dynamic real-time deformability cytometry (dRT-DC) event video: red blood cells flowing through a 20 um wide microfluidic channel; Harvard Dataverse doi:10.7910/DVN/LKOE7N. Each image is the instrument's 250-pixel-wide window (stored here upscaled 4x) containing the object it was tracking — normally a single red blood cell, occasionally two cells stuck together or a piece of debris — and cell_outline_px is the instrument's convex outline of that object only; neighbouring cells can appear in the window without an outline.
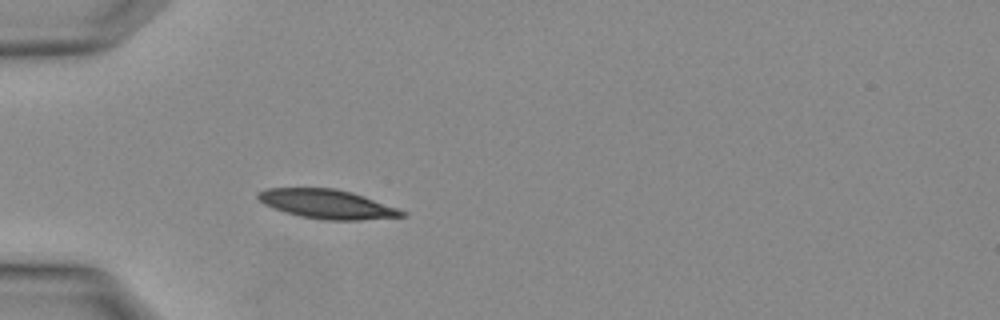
{"species": "Egyptian fruit bat (a non-hibernating species)", "species_latin": "Rousettus aegyptiacus", "temperature_condition": "warm", "stored_images_in_passage": 1, "camera_frame_rate_fps": 3000, "um_per_image_px": 0.085, "animal": {"sex": "female"}, "frame": {"image": 1, "passage_image": 1, "time_ms": 0.0, "image_size_px": [1000, 320], "cell_outline_px": [[408, 216], [360, 220], [324, 220], [300, 216], [284, 212], [272, 208], [264, 204], [256, 196], [256, 192], [264, 188], [336, 188], [352, 192], [408, 212]], "centroid_in_image_um": [27.78, 17.35], "position_along_channel_um": 57.2, "area_um2": 24.57}}